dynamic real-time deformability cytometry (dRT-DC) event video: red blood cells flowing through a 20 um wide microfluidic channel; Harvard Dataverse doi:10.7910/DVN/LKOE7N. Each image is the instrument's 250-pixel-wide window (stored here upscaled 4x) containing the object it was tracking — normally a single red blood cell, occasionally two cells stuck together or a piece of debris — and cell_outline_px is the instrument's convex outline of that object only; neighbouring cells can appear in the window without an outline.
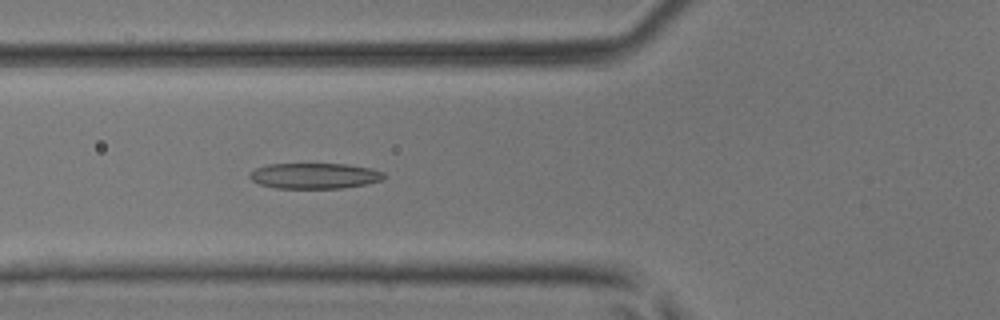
{"species": "common noctule bat (a hibernating species)", "species_latin": "Nyctalus noctula", "temperature_condition": "room temperature", "stored_images_in_passage": 42, "camera_frame_rate_fps": 3000, "um_per_image_px": 0.085, "animal": {"sex": "male", "body_mass_g": 17.9, "forearm_length_mm": 54.2}, "frame": {"image": 1, "passage_image": 18, "time_ms": 5.667, "image_size_px": [1000, 320], "cell_outline_px": [[384, 176], [380, 180], [364, 184], [340, 188], [276, 188], [260, 184], [252, 180], [248, 176], [256, 168], [268, 164], [348, 164], [372, 168], [384, 172]], "centroid_in_image_um": [26.73, 14.94], "position_along_channel_um": 99.1, "area_um2": 19.88}}
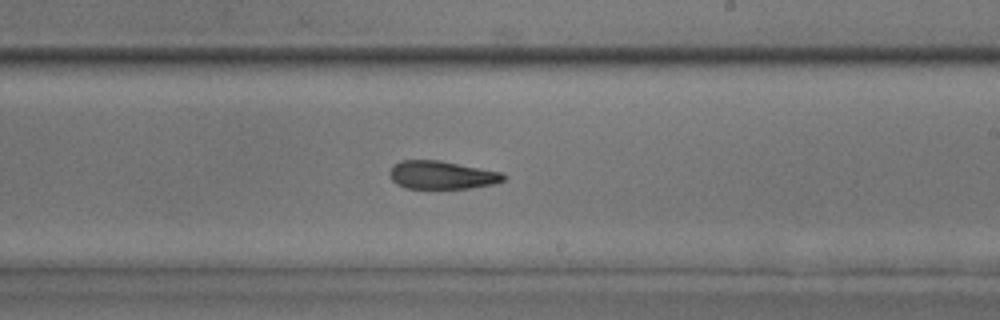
{"frame": {"image": 2, "passage_image": 29, "time_ms": 9.333, "image_size_px": [1000, 320], "cell_outline_px": [[508, 176], [504, 180], [492, 184], [468, 188], [404, 188], [396, 184], [392, 180], [388, 172], [392, 164], [400, 160], [440, 160], [504, 172]], "centroid_in_image_um": [37.54, 14.86], "position_along_channel_um": 251.5, "area_um2": 18.96}}
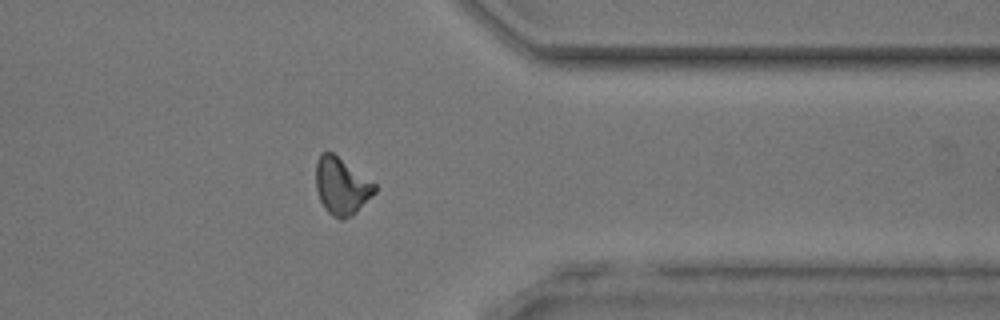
{"frame": {"image": 3, "passage_image": 39, "time_ms": 12.667, "image_size_px": [1000, 320], "cell_outline_px": [[376, 192], [352, 216], [344, 220], [340, 220], [332, 216], [324, 208], [320, 200], [316, 188], [316, 160], [320, 152], [332, 152], [376, 184]], "centroid_in_image_um": [29.02, 15.83], "position_along_channel_um": 382.4, "area_um2": 19.59}, "authors_computed_cell_mechanics": {"area_um2": 20.0566, "velocity_mm_per_s": 4.1642, "shape_relaxation_time_tau1_ms": 6.9795, "shape_relaxation_time_tau2_ms": 2.4366, "deformation_change_tau1": 0.1911, "deformation_change_tau2": 0.1039}}